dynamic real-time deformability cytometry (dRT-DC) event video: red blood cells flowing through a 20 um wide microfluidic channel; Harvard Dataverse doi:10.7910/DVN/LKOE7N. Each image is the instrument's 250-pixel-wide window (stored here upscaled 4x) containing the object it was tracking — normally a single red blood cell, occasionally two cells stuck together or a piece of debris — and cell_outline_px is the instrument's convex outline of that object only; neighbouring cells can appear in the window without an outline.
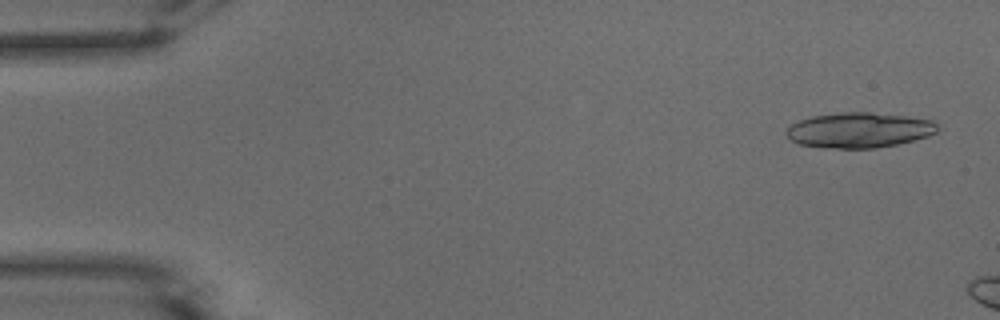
{"species": "common noctule bat (a hibernating species)", "species_latin": "Nyctalus noctula", "temperature_condition": "warm", "stored_images_in_passage": 7, "camera_frame_rate_fps": 3000, "um_per_image_px": 0.085, "animal": {"sex": "male", "body_mass_g": 15.6}, "frame": {"image": 1, "passage_image": 2, "time_ms": 0.333, "image_size_px": [1000, 320], "cell_outline_px": [[936, 132], [928, 136], [896, 144], [876, 148], [824, 148], [800, 144], [792, 140], [784, 132], [792, 124], [800, 120], [812, 116], [840, 112], [868, 112], [904, 116], [932, 120], [936, 124]], "centroid_in_image_um": [72.99, 11.06], "position_along_channel_um": 12.0, "area_um2": 30.75}}